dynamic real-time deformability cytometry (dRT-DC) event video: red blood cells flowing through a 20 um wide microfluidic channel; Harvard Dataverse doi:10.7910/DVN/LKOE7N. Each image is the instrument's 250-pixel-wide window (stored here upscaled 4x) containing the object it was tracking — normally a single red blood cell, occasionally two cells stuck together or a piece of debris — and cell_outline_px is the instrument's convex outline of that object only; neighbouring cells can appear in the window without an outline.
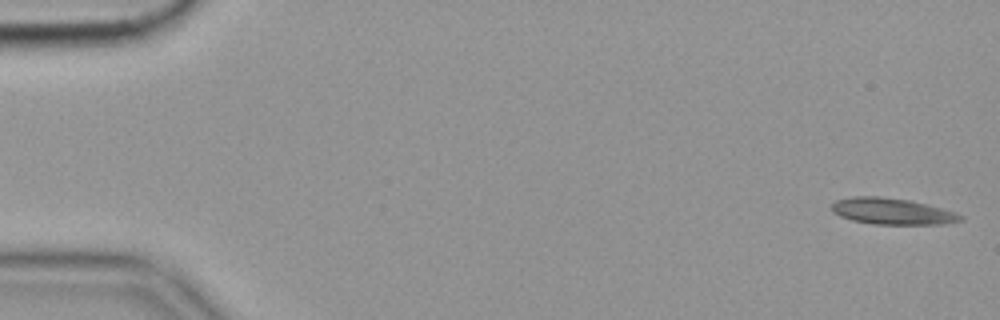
{"species": "common noctule bat (a hibernating species)", "species_latin": "Nyctalus noctula", "temperature_condition": "cold", "stored_images_in_passage": 56, "camera_frame_rate_fps": 3000, "um_per_image_px": 0.085, "animal": {"sex": "female", "body_mass_g": 19.9}, "frame": {"image": 1, "passage_image": 1, "time_ms": 0.0, "image_size_px": [1000, 320], "cell_outline_px": [[964, 220], [944, 224], [872, 224], [852, 220], [840, 216], [832, 212], [832, 204], [836, 200], [852, 196], [880, 196], [908, 200], [928, 204], [956, 212], [964, 216]], "centroid_in_image_um": [75.85, 17.96], "position_along_channel_um": 9.1, "area_um2": 19.88}}
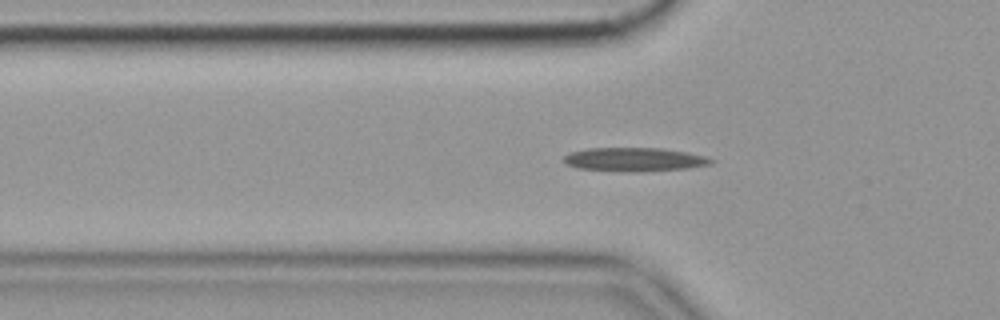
{"frame": {"image": 2, "passage_image": 18, "time_ms": 5.667, "image_size_px": [1000, 320], "cell_outline_px": [[712, 164], [688, 168], [640, 172], [624, 172], [576, 168], [564, 164], [564, 156], [568, 152], [588, 148], [660, 148], [688, 152], [704, 156], [712, 160]], "centroid_in_image_um": [53.86, 13.56], "position_along_channel_um": 71.9, "area_um2": 20.58}}
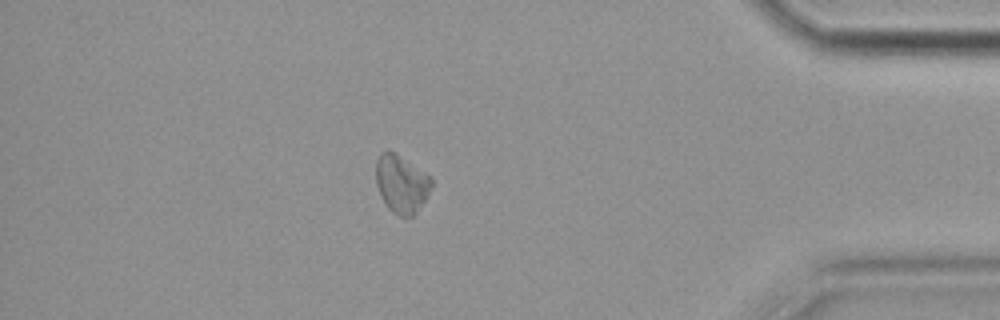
{"frame": {"image": 3, "passage_image": 49, "time_ms": 16.0, "image_size_px": [1000, 320], "cell_outline_px": [[432, 188], [416, 212], [412, 216], [400, 216], [392, 212], [388, 208], [380, 196], [376, 184], [376, 160], [380, 152], [396, 152], [432, 176]], "centroid_in_image_um": [34.12, 15.61], "position_along_channel_um": 401.1, "area_um2": 18.9}, "authors_computed_cell_mechanics": {"area_um2": 18.785, "velocity_mm_per_s": 3.541, "shape_relaxation_time_tau1_ms": 1.4729, "shape_relaxation_time_tau2_ms": 10.8415, "deformation_change_tau1": 0.0805, "deformation_change_tau2": 0.1607}}